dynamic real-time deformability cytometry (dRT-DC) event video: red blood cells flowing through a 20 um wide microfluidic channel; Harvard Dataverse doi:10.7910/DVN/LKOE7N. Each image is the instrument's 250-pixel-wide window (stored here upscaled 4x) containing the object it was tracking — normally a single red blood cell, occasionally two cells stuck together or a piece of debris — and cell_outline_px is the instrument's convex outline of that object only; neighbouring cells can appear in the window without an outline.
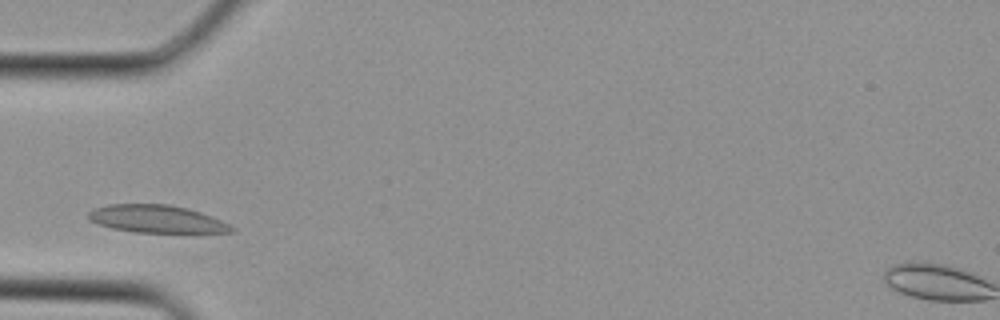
{"species": "Egyptian fruit bat (a non-hibernating species)", "species_latin": "Rousettus aegyptiacus", "temperature_condition": "cold", "stored_images_in_passage": 1, "camera_frame_rate_fps": 3000, "um_per_image_px": 0.085, "animal": {"sex": "female"}, "frame": {"image": 1, "passage_image": 1, "time_ms": 0.0, "image_size_px": [1000, 320], "cell_outline_px": [[236, 228], [232, 232], [136, 232], [112, 228], [96, 224], [88, 220], [88, 212], [96, 208], [108, 204], [168, 204], [188, 208], [212, 216]], "centroid_in_image_um": [13.28, 18.6], "position_along_channel_um": 71.7, "area_um2": 22.95}}